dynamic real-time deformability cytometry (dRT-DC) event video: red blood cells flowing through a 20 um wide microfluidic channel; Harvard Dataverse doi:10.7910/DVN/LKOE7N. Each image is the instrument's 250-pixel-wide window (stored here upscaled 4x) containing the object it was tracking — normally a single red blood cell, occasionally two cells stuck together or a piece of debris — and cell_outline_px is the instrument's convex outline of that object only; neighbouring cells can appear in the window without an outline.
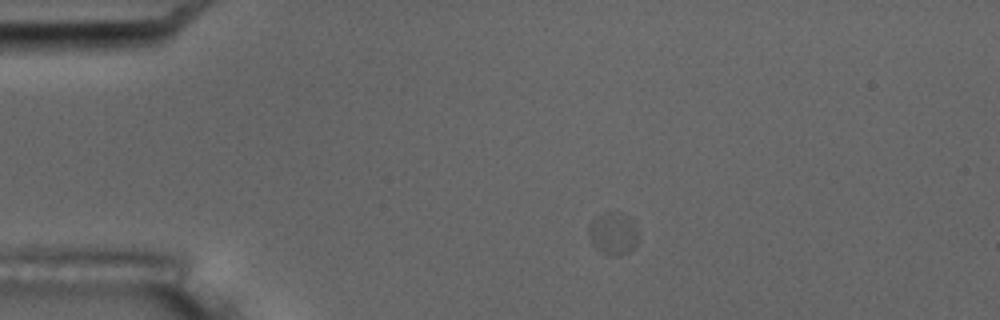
{"species": "common noctule bat (a hibernating species)", "species_latin": "Nyctalus noctula", "temperature_condition": "room temperature", "stored_images_in_passage": 1, "camera_frame_rate_fps": 3000, "um_per_image_px": 0.085, "animal": {"sex": "male", "body_mass_g": 17.5, "forearm_length_mm": 52.3}, "frame": {"image": 1, "passage_image": 1, "time_ms": 0.0, "image_size_px": [1000, 320], "cell_outline_px": [[636, 244], [628, 252], [616, 256], [612, 256], [596, 248], [592, 244], [588, 232], [588, 224], [596, 216], [604, 212], [620, 212], [628, 216], [632, 220], [636, 232]], "centroid_in_image_um": [52.07, 19.82], "position_along_channel_um": 32.9, "area_um2": 12.08}}